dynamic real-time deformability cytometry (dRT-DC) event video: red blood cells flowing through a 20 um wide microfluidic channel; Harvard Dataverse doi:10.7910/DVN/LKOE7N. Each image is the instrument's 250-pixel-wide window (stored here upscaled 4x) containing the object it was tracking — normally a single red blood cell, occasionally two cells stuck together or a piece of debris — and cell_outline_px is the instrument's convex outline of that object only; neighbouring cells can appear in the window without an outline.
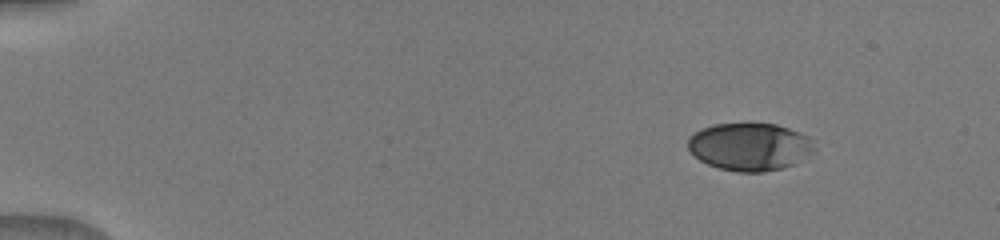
{"species": "human", "species_latin": "Homo sapiens", "temperature_condition": "warm", "stored_images_in_passage": 45, "camera_frame_rate_fps": 3000, "um_per_image_px": 0.085, "donor": {"sex": "male"}, "frame": {"image": 1, "passage_image": 1, "time_ms": 0.0, "image_size_px": [1000, 240], "cell_outline_px": [[816, 148], [812, 152], [796, 164], [784, 168], [764, 172], [736, 172], [720, 168], [708, 164], [692, 156], [688, 148], [688, 136], [700, 128], [716, 124], [776, 124], [788, 128], [808, 136], [812, 140]], "centroid_in_image_um": [63.71, 12.48], "position_along_channel_um": 21.3, "area_um2": 35.37}}
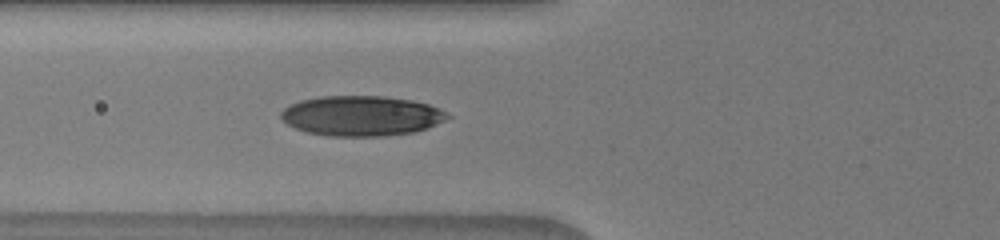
{"frame": {"image": 2, "passage_image": 15, "time_ms": 4.667, "image_size_px": [1000, 240], "cell_outline_px": [[452, 116], [428, 128], [412, 132], [380, 136], [332, 136], [308, 132], [296, 128], [288, 124], [280, 116], [280, 112], [284, 108], [300, 100], [320, 96], [384, 96], [412, 100], [428, 104], [440, 108]], "centroid_in_image_um": [30.73, 9.83], "position_along_channel_um": 95.1, "area_um2": 38.78}}
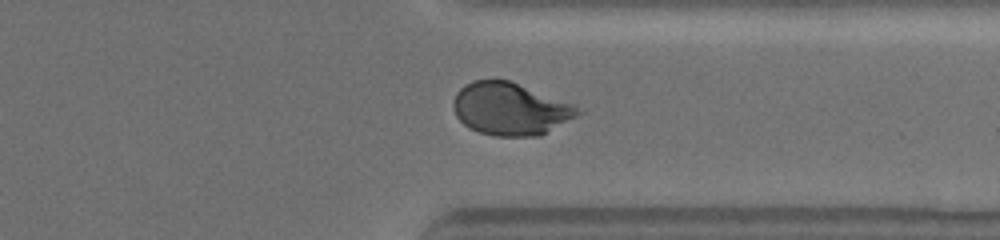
{"frame": {"image": 3, "passage_image": 35, "time_ms": 11.333, "image_size_px": [1000, 240], "cell_outline_px": [[584, 112], [540, 136], [496, 136], [480, 132], [468, 128], [456, 116], [452, 108], [452, 104], [456, 92], [464, 84], [472, 80], [508, 80], [572, 104]], "centroid_in_image_um": [43.33, 9.26], "position_along_channel_um": 368.1, "area_um2": 37.86}}